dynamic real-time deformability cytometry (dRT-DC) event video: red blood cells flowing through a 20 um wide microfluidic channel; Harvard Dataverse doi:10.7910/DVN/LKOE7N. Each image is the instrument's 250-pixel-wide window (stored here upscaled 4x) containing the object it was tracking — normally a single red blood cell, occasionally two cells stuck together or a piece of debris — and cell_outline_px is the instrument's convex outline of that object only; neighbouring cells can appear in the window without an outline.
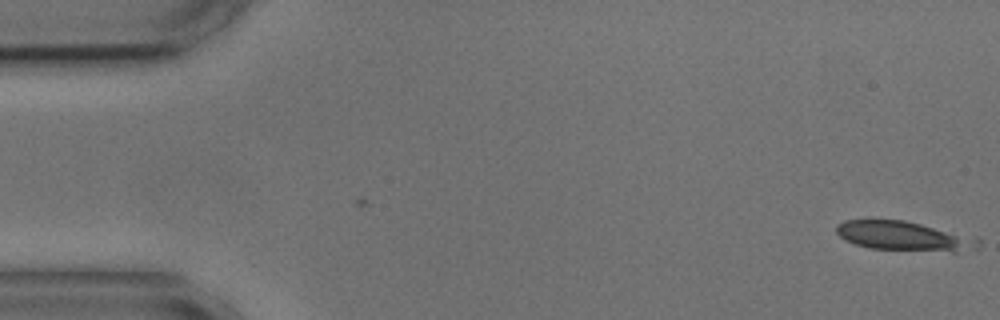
{"species": "common noctule bat (a hibernating species)", "species_latin": "Nyctalus noctula", "temperature_condition": "cold", "stored_images_in_passage": 6, "camera_frame_rate_fps": 3000, "um_per_image_px": 0.085, "animal": {"sex": "male", "body_mass_g": 17.9, "forearm_length_mm": 54.2}, "frame": {"image": 1, "passage_image": 1, "time_ms": 0.0, "image_size_px": [1000, 320], "cell_outline_px": [[980, 248], [952, 252], [868, 248], [844, 240], [836, 232], [836, 224], [844, 220], [904, 220], [980, 236]], "centroid_in_image_um": [76.94, 20.06], "position_along_channel_um": 8.1, "area_um2": 24.85}}